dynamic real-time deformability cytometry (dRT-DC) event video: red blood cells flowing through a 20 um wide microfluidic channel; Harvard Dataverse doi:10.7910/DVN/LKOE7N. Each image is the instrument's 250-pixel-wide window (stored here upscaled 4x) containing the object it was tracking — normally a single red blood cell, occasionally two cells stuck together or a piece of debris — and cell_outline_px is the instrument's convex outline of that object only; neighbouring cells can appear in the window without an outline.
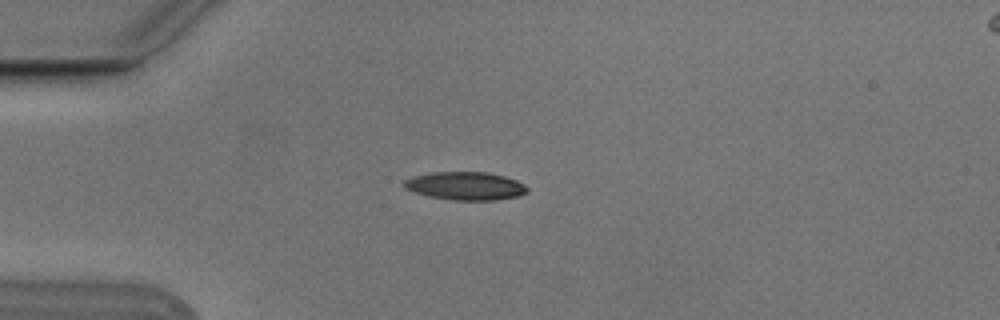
{"species": "Egyptian fruit bat (a non-hibernating species)", "species_latin": "Rousettus aegyptiacus", "temperature_condition": "cold", "stored_images_in_passage": 5, "camera_frame_rate_fps": 3000, "um_per_image_px": 0.085, "animal": {"sex": "male"}, "frame": {"image": 1, "passage_image": 1, "time_ms": 0.0, "image_size_px": [1000, 320], "cell_outline_px": [[528, 192], [520, 196], [496, 200], [452, 200], [428, 196], [404, 188], [404, 180], [412, 176], [432, 172], [488, 172], [504, 176], [516, 180], [524, 184], [528, 188]], "centroid_in_image_um": [39.58, 15.8], "position_along_channel_um": 45.4, "area_um2": 20.29}}
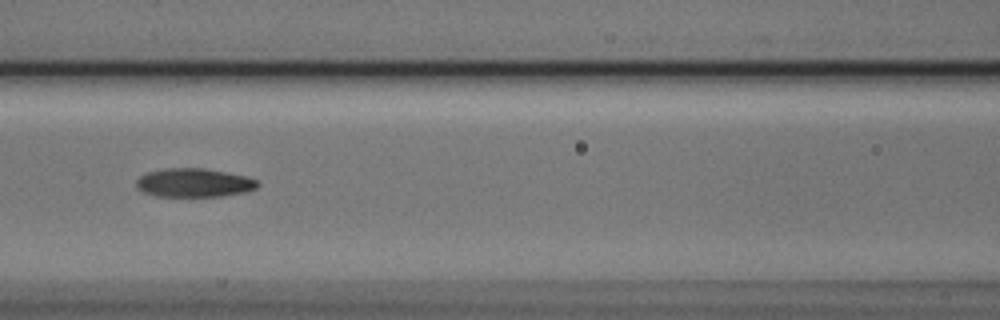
{"frame": {"image": 2, "passage_image": 4, "time_ms": 1.0, "image_size_px": [1000, 320], "cell_outline_px": [[260, 184], [256, 188], [244, 192], [220, 196], [156, 196], [144, 192], [136, 188], [136, 180], [140, 176], [148, 172], [164, 168], [204, 168], [248, 176], [256, 180]], "centroid_in_image_um": [16.48, 15.52], "position_along_channel_um": 150.1, "area_um2": 20.29}}
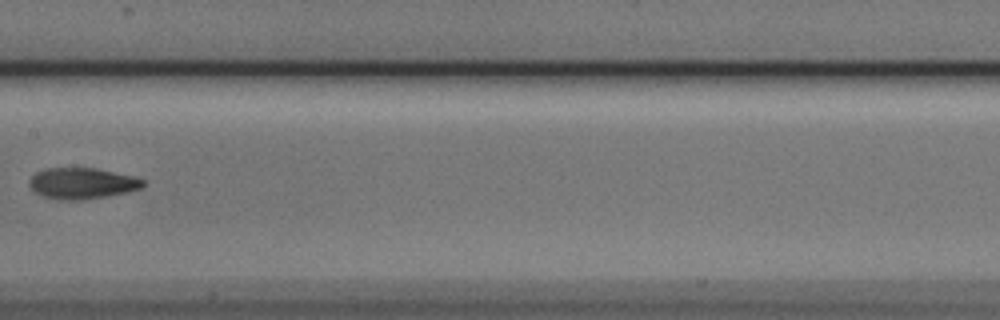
{"frame": {"image": 3, "passage_image": 5, "time_ms": 1.333, "image_size_px": [1000, 320], "cell_outline_px": [[144, 184], [140, 188], [128, 192], [80, 200], [60, 200], [40, 196], [28, 184], [28, 180], [36, 172], [44, 168], [96, 168], [136, 176], [144, 180]], "centroid_in_image_um": [6.96, 15.57], "position_along_channel_um": 200.4, "area_um2": 20.69}}